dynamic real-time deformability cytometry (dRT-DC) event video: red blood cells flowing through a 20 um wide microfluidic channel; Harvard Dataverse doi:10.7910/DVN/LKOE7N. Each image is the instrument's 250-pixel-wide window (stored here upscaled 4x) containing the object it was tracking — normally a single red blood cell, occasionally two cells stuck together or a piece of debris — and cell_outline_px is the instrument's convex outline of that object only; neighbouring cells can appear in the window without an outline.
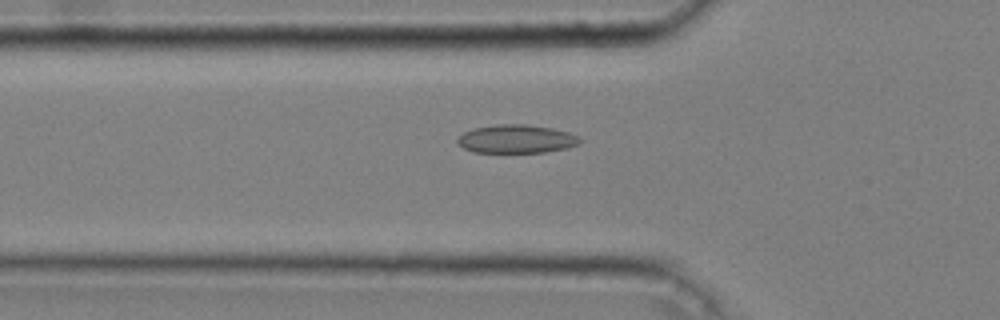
{"species": "common noctule bat (a hibernating species)", "species_latin": "Nyctalus noctula", "temperature_condition": "cold", "stored_images_in_passage": 42, "camera_frame_rate_fps": 3000, "um_per_image_px": 0.085, "animal": {"sex": "male", "body_mass_g": 20.4}, "frame": {"image": 1, "passage_image": 18, "time_ms": 5.667, "image_size_px": [1000, 320], "cell_outline_px": [[584, 140], [580, 144], [564, 148], [544, 152], [472, 152], [464, 148], [456, 140], [464, 132], [472, 128], [496, 124], [528, 124], [552, 128], [568, 132]], "centroid_in_image_um": [43.89, 11.8], "position_along_channel_um": 81.9, "area_um2": 20.23}}
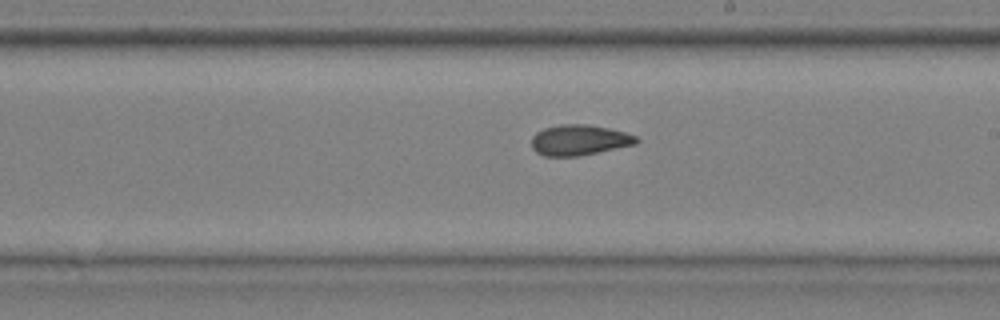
{"frame": {"image": 2, "passage_image": 31, "time_ms": 10.0, "image_size_px": [1000, 320], "cell_outline_px": [[640, 140], [636, 144], [580, 156], [544, 156], [536, 152], [532, 148], [532, 136], [536, 132], [544, 128], [560, 124], [588, 124], [608, 128], [624, 132], [636, 136]], "centroid_in_image_um": [49.23, 11.9], "position_along_channel_um": 239.8, "area_um2": 18.73}}
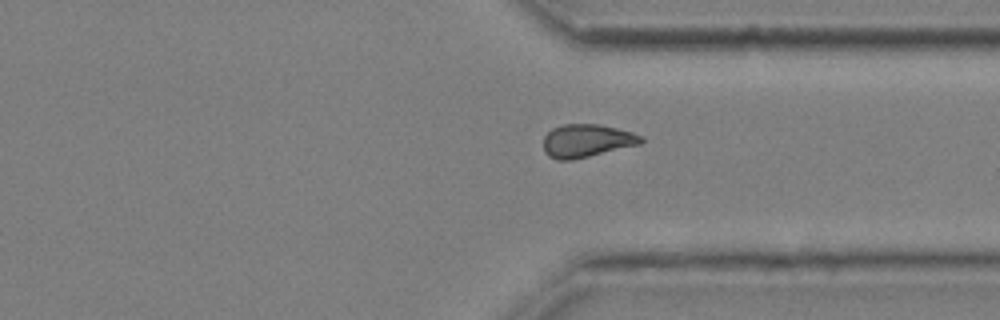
{"frame": {"image": 3, "passage_image": 41, "time_ms": 13.333, "image_size_px": [1000, 320], "cell_outline_px": [[644, 140], [640, 144], [572, 160], [556, 160], [548, 156], [544, 152], [544, 136], [552, 128], [564, 124], [600, 124], [632, 132], [644, 136]], "centroid_in_image_um": [49.86, 11.96], "position_along_channel_um": 361.5, "area_um2": 18.84}}